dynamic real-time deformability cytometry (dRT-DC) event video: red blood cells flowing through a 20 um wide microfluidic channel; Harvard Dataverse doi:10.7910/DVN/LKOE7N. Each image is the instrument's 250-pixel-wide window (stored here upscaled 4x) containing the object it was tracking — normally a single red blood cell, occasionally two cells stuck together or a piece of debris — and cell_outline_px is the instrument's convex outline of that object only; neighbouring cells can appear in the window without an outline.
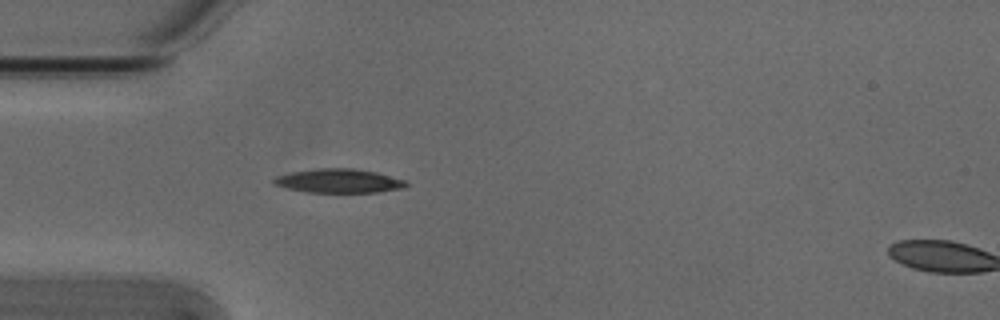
{"species": "Egyptian fruit bat (a non-hibernating species)", "species_latin": "Rousettus aegyptiacus", "temperature_condition": "cold", "stored_images_in_passage": 39, "camera_frame_rate_fps": 3000, "um_per_image_px": 0.085, "animal": {"sex": "male"}, "frame": {"image": 1, "passage_image": 1, "time_ms": 0.0, "image_size_px": [1000, 320], "cell_outline_px": [[408, 184], [404, 188], [376, 192], [304, 192], [272, 184], [272, 180], [276, 176], [292, 172], [320, 168], [352, 168], [376, 172], [404, 180]], "centroid_in_image_um": [28.77, 15.37], "position_along_channel_um": 56.2, "area_um2": 18.32}}
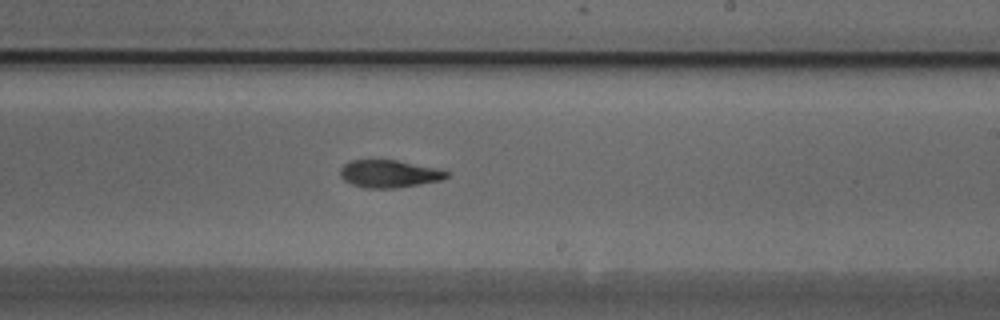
{"frame": {"image": 2, "passage_image": 17, "time_ms": 5.333, "image_size_px": [1000, 320], "cell_outline_px": [[448, 176], [444, 180], [396, 188], [364, 188], [352, 184], [344, 180], [340, 176], [340, 168], [344, 164], [352, 160], [396, 160], [432, 168], [448, 172]], "centroid_in_image_um": [33.03, 14.78], "position_along_channel_um": 256.0, "area_um2": 16.88}}
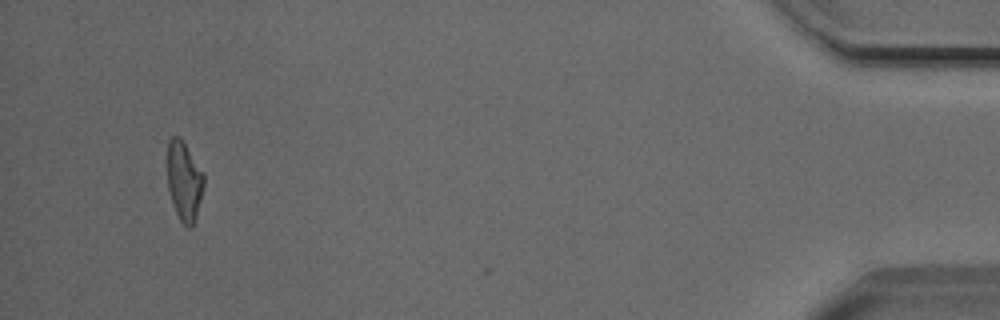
{"frame": {"image": 3, "passage_image": 36, "time_ms": 11.667, "image_size_px": [1000, 320], "cell_outline_px": [[204, 184], [196, 216], [192, 228], [188, 228], [180, 220], [172, 204], [168, 188], [168, 140], [172, 136], [180, 136], [204, 172]], "centroid_in_image_um": [15.66, 15.37], "position_along_channel_um": 419.5, "area_um2": 16.88}, "authors_computed_cell_mechanics": {"area_um2": 17.629, "velocity_mm_per_s": 3.8496, "shape_relaxation_time_tau1_ms": 6.4347, "shape_relaxation_time_tau2_ms": 4.6636, "deformation_change_tau1": 0.2102, "deformation_change_tau2": 0.1171}}